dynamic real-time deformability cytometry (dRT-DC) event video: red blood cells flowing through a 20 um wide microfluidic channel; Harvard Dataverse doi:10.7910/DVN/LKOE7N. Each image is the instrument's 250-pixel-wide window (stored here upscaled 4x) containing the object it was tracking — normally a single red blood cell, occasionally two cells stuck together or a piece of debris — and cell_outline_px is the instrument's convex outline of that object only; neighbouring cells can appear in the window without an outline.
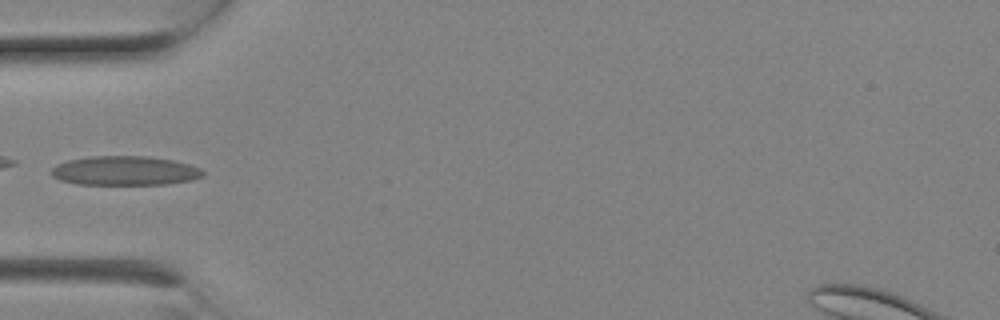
{"species": "Egyptian fruit bat (a non-hibernating species)", "species_latin": "Rousettus aegyptiacus", "temperature_condition": "room temperature", "stored_images_in_passage": 5, "camera_frame_rate_fps": 3000, "um_per_image_px": 0.085, "animal": {"sex": "female"}, "frame": {"image": 1, "passage_image": 3, "time_ms": 0.667, "image_size_px": [1000, 320], "cell_outline_px": [[204, 176], [192, 180], [168, 184], [76, 184], [60, 180], [52, 176], [48, 172], [56, 164], [68, 160], [88, 156], [148, 156], [172, 160], [188, 164], [200, 168], [204, 172]], "centroid_in_image_um": [10.58, 14.51], "position_along_channel_um": 74.4, "area_um2": 26.01}}
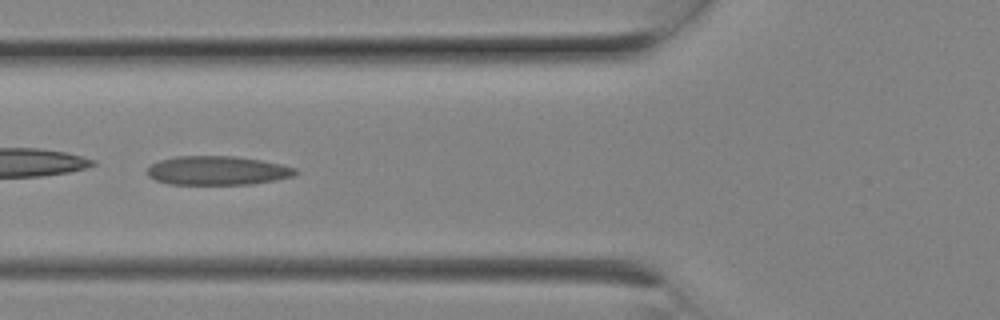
{"frame": {"image": 2, "passage_image": 4, "time_ms": 1.0, "image_size_px": [1000, 320], "cell_outline_px": [[300, 172], [292, 176], [276, 180], [252, 184], [168, 184], [156, 180], [148, 176], [148, 168], [152, 164], [160, 160], [176, 156], [236, 156], [260, 160], [280, 164], [296, 168]], "centroid_in_image_um": [18.5, 14.49], "position_along_channel_um": 107.3, "area_um2": 24.97}}